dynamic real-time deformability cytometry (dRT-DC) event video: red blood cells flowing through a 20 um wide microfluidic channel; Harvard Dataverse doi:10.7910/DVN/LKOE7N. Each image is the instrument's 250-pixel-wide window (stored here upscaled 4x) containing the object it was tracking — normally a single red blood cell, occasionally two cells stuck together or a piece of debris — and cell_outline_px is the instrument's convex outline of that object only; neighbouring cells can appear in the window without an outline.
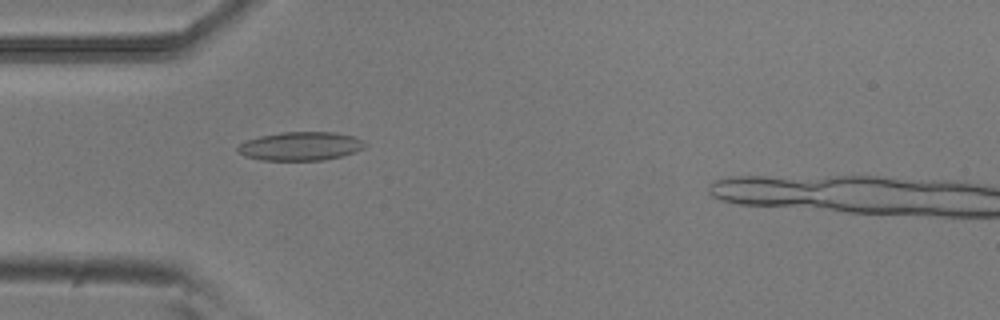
{"species": "common noctule bat (a hibernating species)", "species_latin": "Nyctalus noctula", "temperature_condition": "room temperature", "stored_images_in_passage": 36, "camera_frame_rate_fps": 3000, "um_per_image_px": 0.085, "animal": {"sex": "male", "body_mass_g": 20.5, "forearm_length_mm": 52.5}, "frame": {"image": 1, "passage_image": 3, "time_ms": 0.667, "image_size_px": [1000, 320], "cell_outline_px": [[368, 144], [364, 148], [356, 152], [324, 160], [260, 160], [244, 156], [236, 148], [244, 140], [260, 136], [280, 132], [336, 132], [352, 136]], "centroid_in_image_um": [25.53, 12.42], "position_along_channel_um": 59.5, "area_um2": 21.27}}
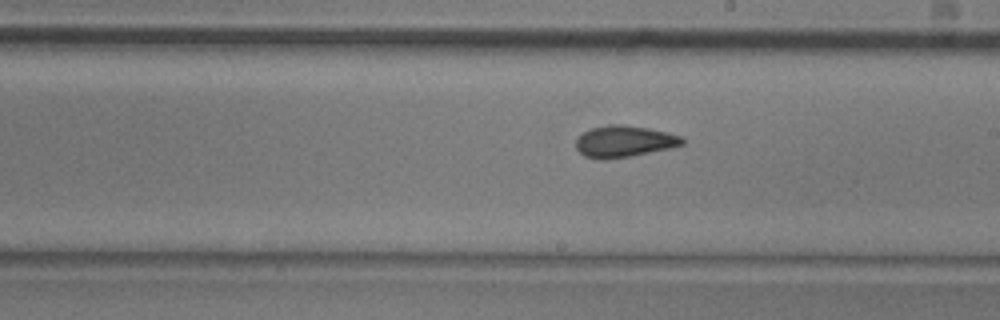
{"frame": {"image": 2, "passage_image": 17, "time_ms": 5.333, "image_size_px": [1000, 320], "cell_outline_px": [[684, 144], [672, 148], [628, 156], [600, 160], [584, 156], [576, 148], [576, 140], [584, 132], [592, 128], [608, 124], [624, 124], [648, 128], [668, 132], [680, 136], [684, 140]], "centroid_in_image_um": [53.06, 12.01], "position_along_channel_um": 235.9, "area_um2": 19.48}}
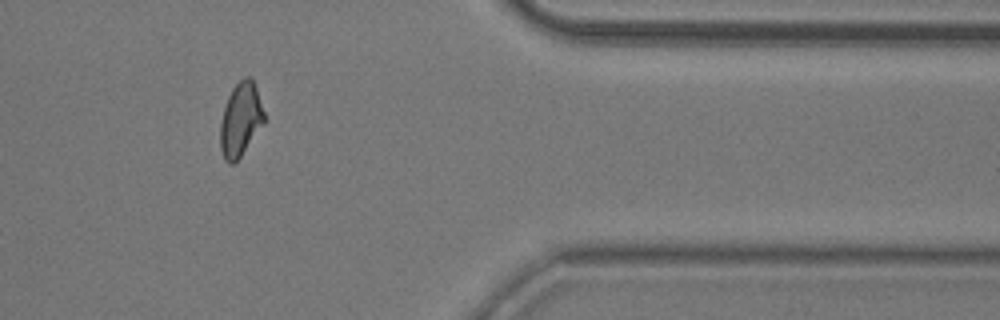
{"frame": {"image": 3, "passage_image": 31, "time_ms": 10.0, "image_size_px": [1000, 320], "cell_outline_px": [[264, 124], [240, 156], [232, 164], [228, 164], [224, 160], [220, 148], [220, 124], [224, 108], [228, 96], [232, 88], [244, 76], [252, 76], [264, 112]], "centroid_in_image_um": [20.44, 10.15], "position_along_channel_um": 391.0, "area_um2": 18.79}}